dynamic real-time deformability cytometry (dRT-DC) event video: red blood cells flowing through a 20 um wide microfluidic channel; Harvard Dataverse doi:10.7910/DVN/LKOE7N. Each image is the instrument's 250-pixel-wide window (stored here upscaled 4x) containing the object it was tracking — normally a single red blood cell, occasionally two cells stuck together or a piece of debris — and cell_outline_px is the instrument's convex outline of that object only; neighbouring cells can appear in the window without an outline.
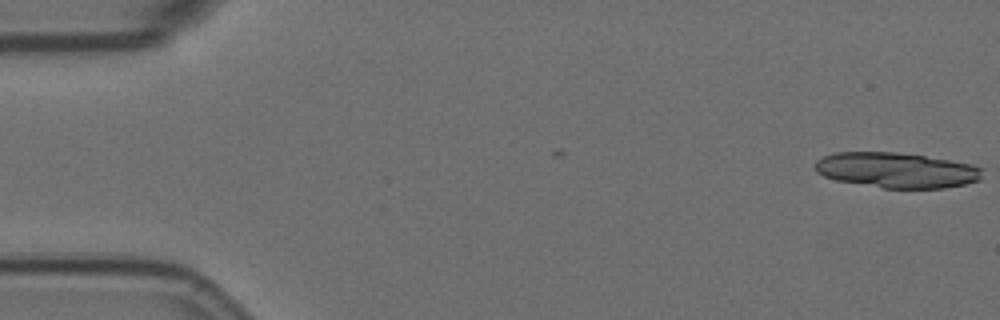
{"species": "Egyptian fruit bat (a non-hibernating species)", "species_latin": "Rousettus aegyptiacus", "temperature_condition": "room temperature", "stored_images_in_passage": 2, "camera_frame_rate_fps": 3000, "um_per_image_px": 0.085, "animal": {"sex": "female"}, "frame": {"image": 1, "passage_image": 2, "time_ms": 0.333, "image_size_px": [1000, 320], "cell_outline_px": [[984, 168], [980, 180], [964, 184], [944, 188], [884, 188], [836, 180], [824, 176], [816, 172], [816, 160], [824, 156], [836, 152], [896, 152], [924, 156], [972, 164]], "centroid_in_image_um": [76.22, 14.46], "position_along_channel_um": 8.8, "area_um2": 34.33}}